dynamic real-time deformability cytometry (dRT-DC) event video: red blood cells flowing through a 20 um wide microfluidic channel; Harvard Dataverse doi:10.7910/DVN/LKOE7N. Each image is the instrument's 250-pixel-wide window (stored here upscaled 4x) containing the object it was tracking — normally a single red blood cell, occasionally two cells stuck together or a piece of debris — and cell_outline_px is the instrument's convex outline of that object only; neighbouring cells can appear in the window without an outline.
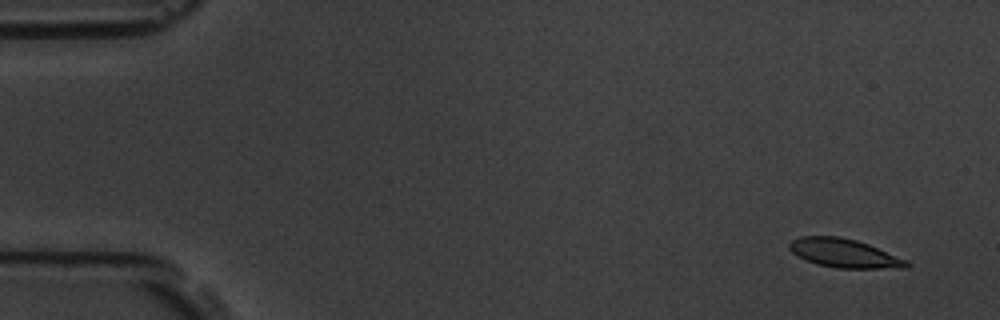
{"species": "common noctule bat (a hibernating species)", "species_latin": "Nyctalus noctula", "temperature_condition": "room temperature", "stored_images_in_passage": 5, "camera_frame_rate_fps": 3000, "um_per_image_px": 0.085, "animal": {"sex": "male", "body_mass_g": 19.5, "forearm_length_mm": 54.6}, "frame": {"image": 1, "passage_image": 1, "time_ms": 0.0, "image_size_px": [1000, 320], "cell_outline_px": [[912, 264], [908, 268], [836, 268], [816, 264], [792, 252], [788, 248], [788, 244], [792, 240], [800, 236], [840, 236], [856, 240], [868, 244], [908, 260]], "centroid_in_image_um": [71.79, 21.52], "position_along_channel_um": 13.2, "area_um2": 19.65}}